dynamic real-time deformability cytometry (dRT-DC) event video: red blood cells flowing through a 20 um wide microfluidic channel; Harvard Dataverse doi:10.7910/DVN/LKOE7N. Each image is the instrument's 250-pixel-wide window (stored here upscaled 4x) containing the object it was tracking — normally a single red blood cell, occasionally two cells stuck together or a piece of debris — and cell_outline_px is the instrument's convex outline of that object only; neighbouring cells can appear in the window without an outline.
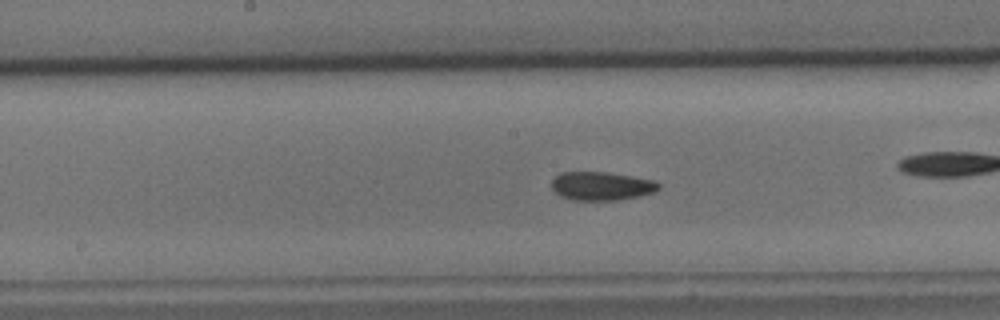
{"species": "common noctule bat (a hibernating species)", "species_latin": "Nyctalus noctula", "temperature_condition": "cold", "stored_images_in_passage": 48, "camera_frame_rate_fps": 3000, "um_per_image_px": 0.085, "animal": {"sex": "male", "body_mass_g": 15.6}, "frame": {"image": 1, "passage_image": 21, "time_ms": 6.667, "image_size_px": [1000, 320], "cell_outline_px": [[660, 188], [652, 192], [640, 196], [620, 200], [572, 200], [560, 196], [552, 188], [552, 180], [560, 172], [608, 172], [656, 180], [660, 184]], "centroid_in_image_um": [51.14, 15.81], "position_along_channel_um": 197.1, "area_um2": 17.92}}
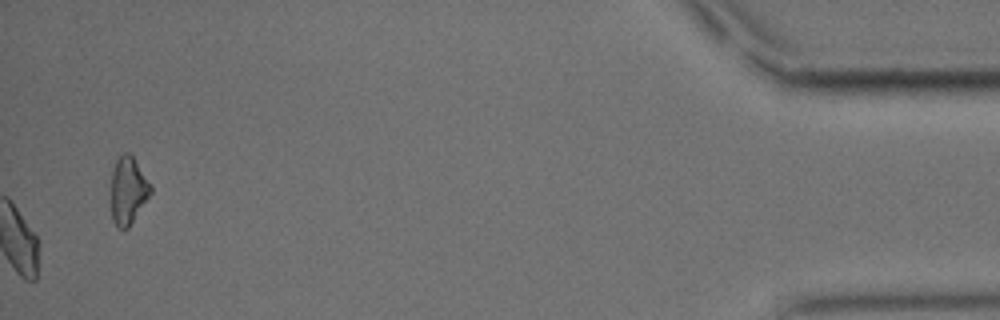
{"frame": {"image": 2, "passage_image": 48, "time_ms": 15.667, "image_size_px": [1000, 320], "cell_outline_px": [[152, 192], [128, 228], [116, 228], [112, 220], [112, 172], [116, 160], [124, 152], [128, 152], [132, 156], [152, 184]], "centroid_in_image_um": [10.9, 16.19], "position_along_channel_um": 424.3, "area_um2": 15.43}, "authors_computed_cell_mechanics": {"area_um2": 17.8024, "velocity_mm_per_s": 3.6718, "shape_relaxation_time_tau1_ms": 3.3937, "shape_relaxation_time_tau2_ms": 5.5918, "deformation_change_tau1": 0.0959, "deformation_change_tau2": 0.0996}}